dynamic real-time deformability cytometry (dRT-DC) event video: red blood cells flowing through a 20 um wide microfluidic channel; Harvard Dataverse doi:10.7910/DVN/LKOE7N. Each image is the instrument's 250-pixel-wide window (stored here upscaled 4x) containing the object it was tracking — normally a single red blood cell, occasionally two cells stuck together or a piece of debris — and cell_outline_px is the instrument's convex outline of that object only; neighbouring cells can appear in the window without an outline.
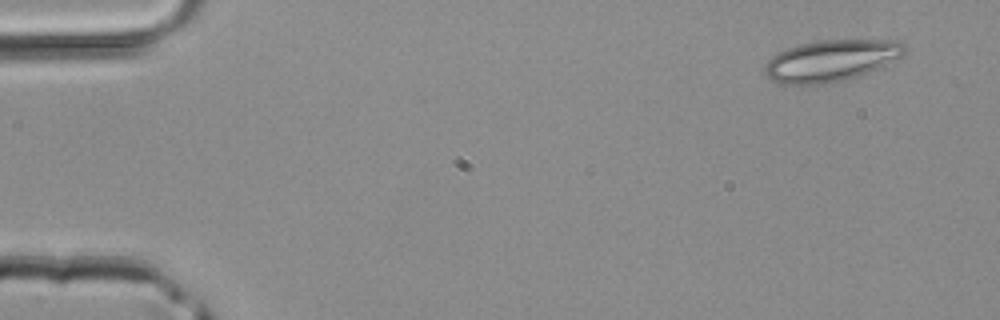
{"species": "common noctule bat (a hibernating species)", "species_latin": "Nyctalus noctula", "temperature_condition": "room temperature", "stored_images_in_passage": 4, "camera_frame_rate_fps": 3000, "um_per_image_px": 0.085, "animal": {"sex": "male", "body_mass_g": 20.4}, "frame": {"image": 1, "passage_image": 1, "time_ms": 0.0, "image_size_px": [1000, 320], "cell_outline_px": [[908, 48], [900, 56], [868, 72], [844, 80], [824, 84], [780, 84], [772, 80], [764, 72], [764, 68], [768, 60], [772, 56], [788, 48], [800, 44], [820, 40], [900, 40]], "centroid_in_image_um": [70.62, 5.14], "position_along_channel_um": 14.4, "area_um2": 33.41}}